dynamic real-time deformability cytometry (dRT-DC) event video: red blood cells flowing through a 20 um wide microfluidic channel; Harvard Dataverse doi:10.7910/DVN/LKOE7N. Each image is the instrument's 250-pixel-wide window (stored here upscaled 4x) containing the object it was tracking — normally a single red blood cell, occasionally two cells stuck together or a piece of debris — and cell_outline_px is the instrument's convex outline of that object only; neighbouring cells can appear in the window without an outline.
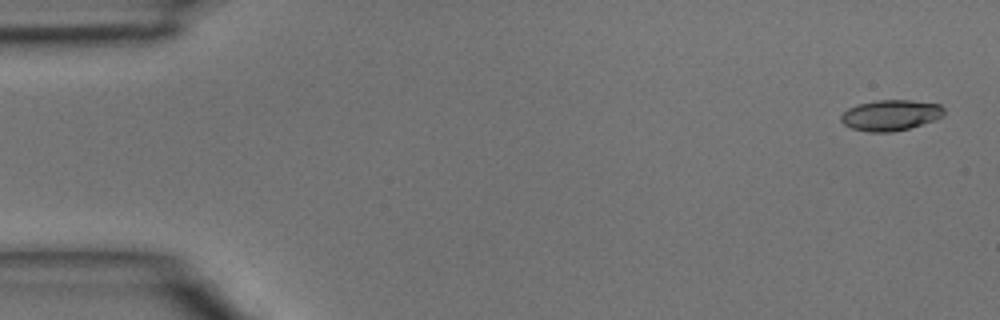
{"species": "common noctule bat (a hibernating species)", "species_latin": "Nyctalus noctula", "temperature_condition": "room temperature", "stored_images_in_passage": 4, "camera_frame_rate_fps": 3000, "um_per_image_px": 0.085, "animal": {"sex": "male", "body_mass_g": 15.6}, "frame": {"image": 1, "passage_image": 1, "time_ms": 0.0, "image_size_px": [1000, 320], "cell_outline_px": [[944, 116], [936, 120], [908, 128], [892, 132], [868, 132], [852, 128], [844, 124], [840, 120], [840, 116], [848, 108], [860, 104], [876, 100], [912, 100], [940, 104], [944, 108]], "centroid_in_image_um": [75.73, 9.79], "position_along_channel_um": 9.3, "area_um2": 18.5}}
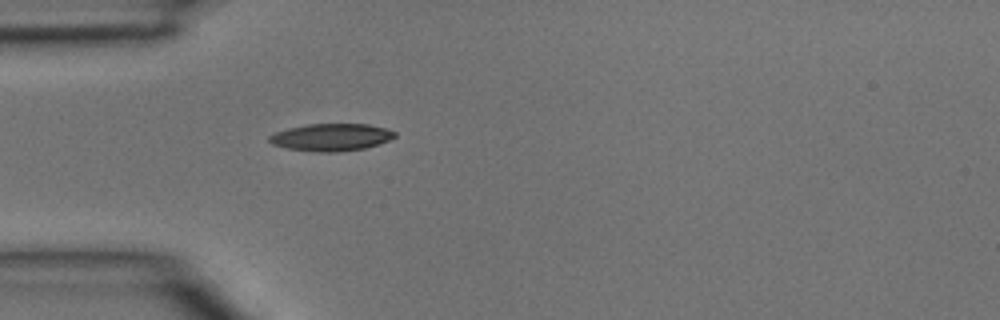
{"frame": {"image": 2, "passage_image": 4, "time_ms": 1.0, "image_size_px": [1000, 320], "cell_outline_px": [[396, 136], [388, 140], [364, 148], [336, 152], [316, 152], [288, 148], [272, 144], [268, 140], [268, 136], [276, 132], [288, 128], [308, 124], [368, 124], [384, 128], [396, 132]], "centroid_in_image_um": [28.12, 11.66], "position_along_channel_um": 56.9, "area_um2": 19.77}}